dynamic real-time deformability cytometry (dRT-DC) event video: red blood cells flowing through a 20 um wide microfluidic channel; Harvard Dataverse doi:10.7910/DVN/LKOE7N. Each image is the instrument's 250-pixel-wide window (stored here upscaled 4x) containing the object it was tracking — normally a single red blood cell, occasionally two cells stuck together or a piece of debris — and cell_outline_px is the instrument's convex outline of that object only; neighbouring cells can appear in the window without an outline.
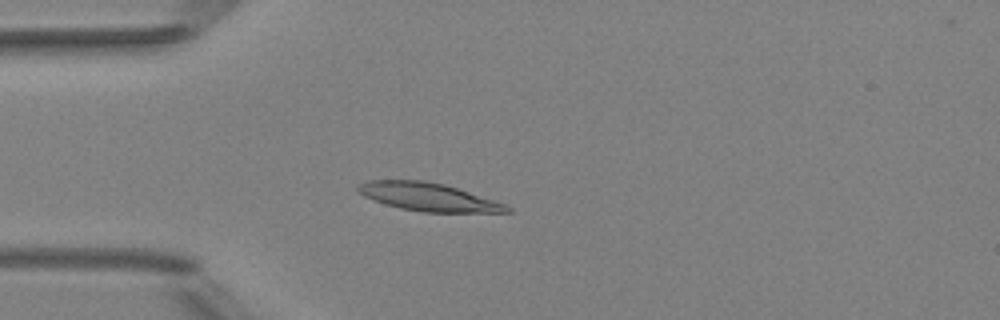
{"species": "Egyptian fruit bat (a non-hibernating species)", "species_latin": "Rousettus aegyptiacus", "temperature_condition": "room temperature", "stored_images_in_passage": 4, "camera_frame_rate_fps": 3000, "um_per_image_px": 0.085, "animal": {"sex": "female"}, "frame": {"image": 1, "passage_image": 4, "time_ms": 3.667, "image_size_px": [1000, 320], "cell_outline_px": [[512, 212], [424, 212], [400, 208], [384, 204], [364, 196], [356, 192], [356, 188], [360, 184], [368, 180], [424, 180], [444, 184], [508, 204], [512, 208]], "centroid_in_image_um": [36.42, 16.74], "position_along_channel_um": 48.6, "area_um2": 24.45}}